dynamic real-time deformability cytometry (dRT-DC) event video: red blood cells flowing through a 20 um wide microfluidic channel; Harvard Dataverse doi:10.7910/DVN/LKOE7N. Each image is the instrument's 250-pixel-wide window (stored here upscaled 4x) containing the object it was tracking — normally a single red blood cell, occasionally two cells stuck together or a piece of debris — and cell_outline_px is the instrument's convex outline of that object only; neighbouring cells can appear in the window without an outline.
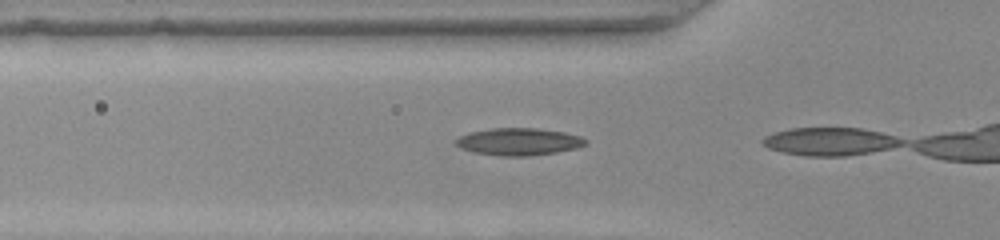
{"species": "common noctule bat (a hibernating species)", "species_latin": "Nyctalus noctula", "temperature_condition": "warm", "stored_images_in_passage": 5, "camera_frame_rate_fps": 3000, "um_per_image_px": 0.085, "animal": {"sex": "female", "body_mass_g": 22.0, "forearm_length_mm": 56.7}, "frame": {"image": 1, "passage_image": 4, "time_ms": 1.0, "image_size_px": [1000, 240], "cell_outline_px": [[588, 144], [576, 148], [556, 152], [528, 156], [504, 156], [476, 152], [464, 148], [456, 144], [456, 140], [460, 136], [468, 132], [492, 128], [536, 128], [564, 132], [580, 136], [588, 140]], "centroid_in_image_um": [44.15, 12.03], "position_along_channel_um": 81.7, "area_um2": 20.4}}